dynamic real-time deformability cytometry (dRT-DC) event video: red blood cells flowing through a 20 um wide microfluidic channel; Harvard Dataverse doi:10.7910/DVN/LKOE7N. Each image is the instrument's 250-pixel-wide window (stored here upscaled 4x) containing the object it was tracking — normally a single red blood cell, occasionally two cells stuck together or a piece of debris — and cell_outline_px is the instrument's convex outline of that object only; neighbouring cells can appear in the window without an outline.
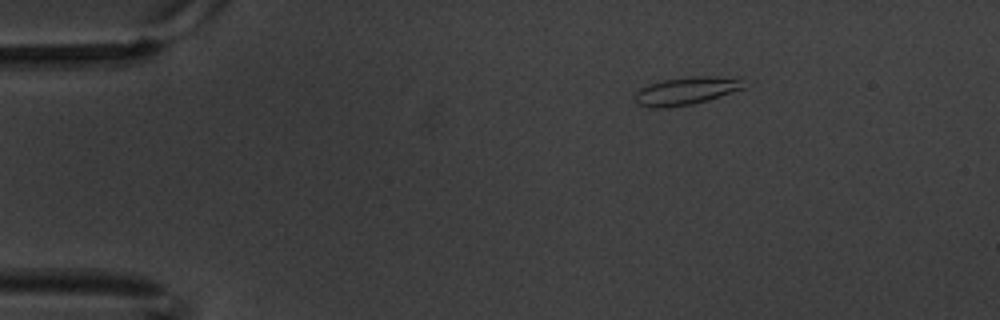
{"species": "common noctule bat (a hibernating species)", "species_latin": "Nyctalus noctula", "temperature_condition": "warm", "stored_images_in_passage": 6, "camera_frame_rate_fps": 3000, "um_per_image_px": 0.085, "animal": {"sex": "male", "body_mass_g": 20.1, "forearm_length_mm": 53.5}, "frame": {"image": 1, "passage_image": 1, "time_ms": 0.0, "image_size_px": [1000, 320], "cell_outline_px": [[744, 88], [708, 100], [692, 104], [664, 108], [648, 108], [640, 104], [636, 100], [636, 92], [640, 88], [648, 84], [664, 80], [692, 76], [716, 76], [740, 80]], "centroid_in_image_um": [58.26, 7.73], "position_along_channel_um": 26.7, "area_um2": 17.28}}
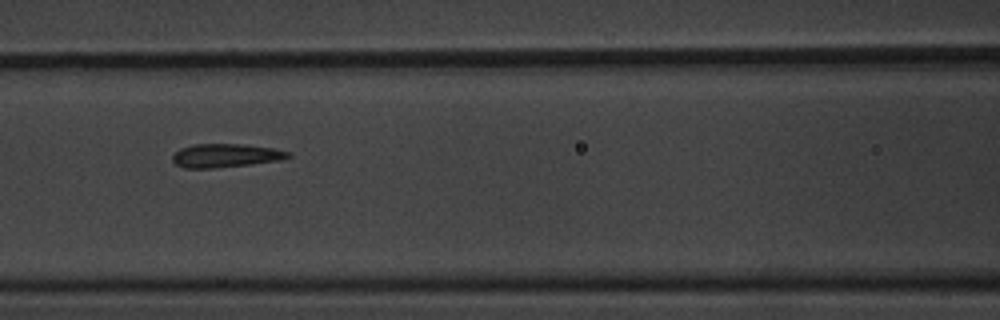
{"frame": {"image": 2, "passage_image": 5, "time_ms": 1.333, "image_size_px": [1000, 320], "cell_outline_px": [[292, 156], [280, 160], [216, 168], [184, 168], [176, 164], [172, 160], [172, 156], [180, 148], [196, 144], [244, 144], [272, 148], [292, 152]], "centroid_in_image_um": [19.18, 13.22], "position_along_channel_um": 147.4, "area_um2": 15.84}}
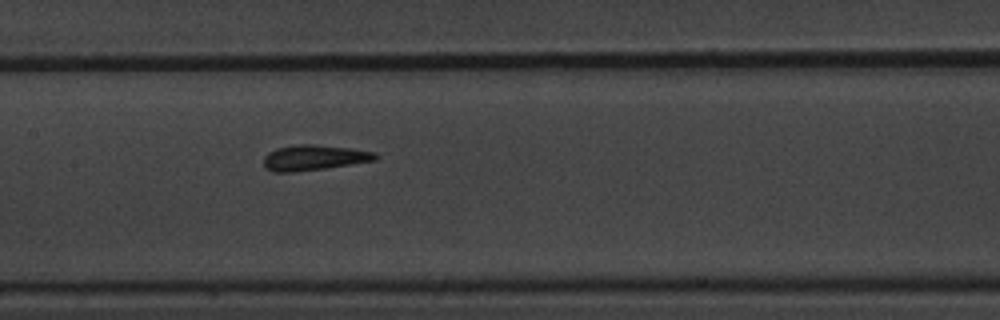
{"frame": {"image": 3, "passage_image": 6, "time_ms": 1.667, "image_size_px": [1000, 320], "cell_outline_px": [[380, 156], [376, 160], [324, 168], [292, 172], [272, 172], [264, 168], [264, 156], [268, 152], [276, 148], [296, 144], [316, 144], [352, 148], [376, 152]], "centroid_in_image_um": [26.68, 13.39], "position_along_channel_um": 180.7, "area_um2": 16.7}}